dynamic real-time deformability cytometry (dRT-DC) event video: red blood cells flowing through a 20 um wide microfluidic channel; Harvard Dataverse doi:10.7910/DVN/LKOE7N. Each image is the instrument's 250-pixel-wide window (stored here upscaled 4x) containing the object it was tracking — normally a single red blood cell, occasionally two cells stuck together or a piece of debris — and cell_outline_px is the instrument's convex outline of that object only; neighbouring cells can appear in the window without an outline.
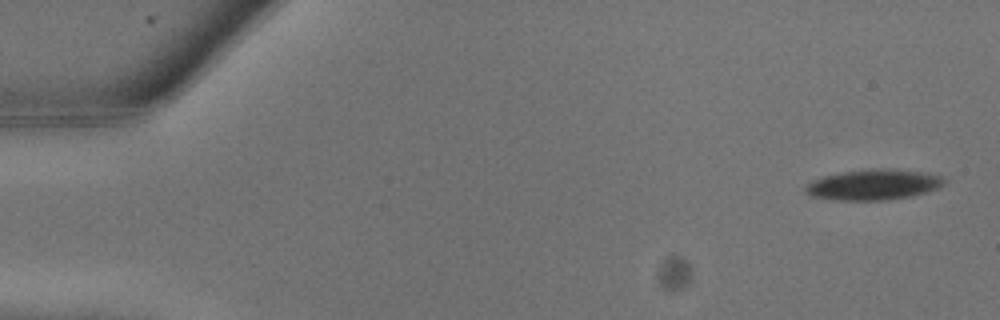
{"species": "common noctule bat (a hibernating species)", "species_latin": "Nyctalus noctula", "temperature_condition": "warm", "stored_images_in_passage": 9, "camera_frame_rate_fps": 3000, "um_per_image_px": 0.085, "animal": {"sex": "male", "body_mass_g": 13.3}, "frame": {"image": 1, "passage_image": 1, "time_ms": 0.0, "image_size_px": [1000, 320], "cell_outline_px": [[944, 184], [928, 192], [912, 196], [884, 200], [836, 200], [812, 196], [804, 192], [804, 188], [812, 180], [824, 176], [844, 172], [880, 168], [920, 172], [940, 176], [944, 180]], "centroid_in_image_um": [74.21, 15.71], "position_along_channel_um": 10.8, "area_um2": 24.28}}
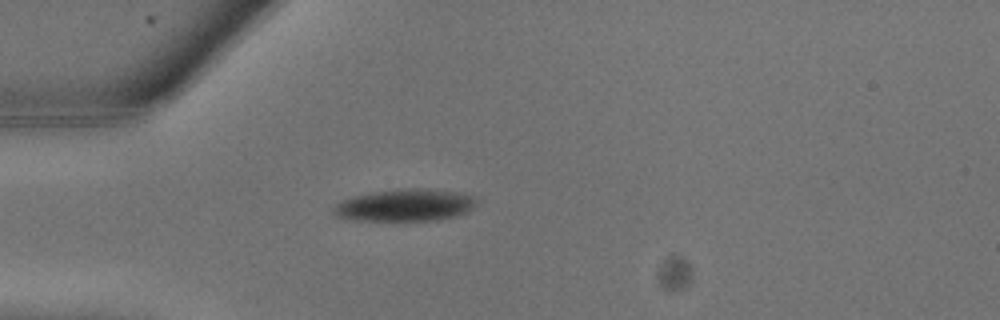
{"frame": {"image": 2, "passage_image": 7, "time_ms": 2.0, "image_size_px": [1000, 320], "cell_outline_px": [[476, 200], [468, 212], [456, 216], [436, 220], [348, 220], [336, 216], [332, 212], [332, 208], [336, 204], [344, 200], [356, 196], [372, 192], [416, 188], [452, 192], [468, 196]], "centroid_in_image_um": [34.34, 17.47], "position_along_channel_um": 50.7, "area_um2": 26.01}}